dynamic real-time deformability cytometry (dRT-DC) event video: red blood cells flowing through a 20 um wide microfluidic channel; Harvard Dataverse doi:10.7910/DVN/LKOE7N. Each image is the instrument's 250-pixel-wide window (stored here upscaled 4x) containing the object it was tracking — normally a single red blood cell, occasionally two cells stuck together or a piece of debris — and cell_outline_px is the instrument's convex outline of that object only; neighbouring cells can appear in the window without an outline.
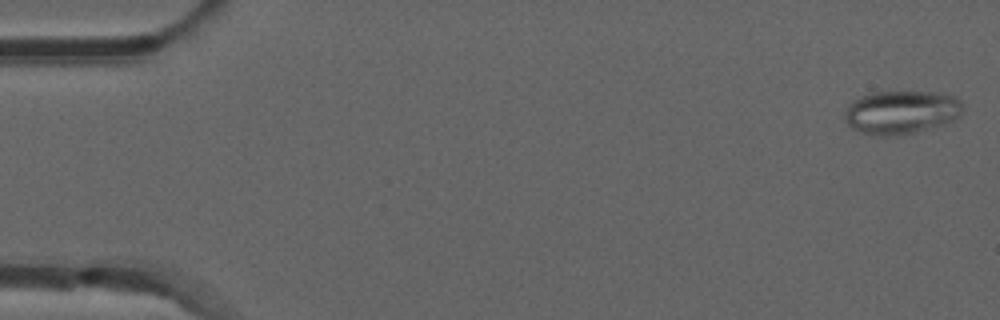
{"species": "common noctule bat (a hibernating species)", "species_latin": "Nyctalus noctula", "temperature_condition": "room temperature", "stored_images_in_passage": 52, "camera_frame_rate_fps": 3000, "um_per_image_px": 0.085, "animal": {"sex": "male", "forearm_length_mm": 52.5}, "frame": {"image": 1, "passage_image": 1, "time_ms": 0.0, "image_size_px": [1000, 320], "cell_outline_px": [[964, 112], [960, 116], [952, 120], [916, 132], [896, 136], [872, 136], [860, 132], [852, 128], [848, 124], [844, 116], [844, 112], [848, 104], [852, 100], [872, 92], [944, 92], [956, 96], [960, 100], [964, 108]], "centroid_in_image_um": [76.61, 9.53], "position_along_channel_um": 8.4, "area_um2": 30.29}}
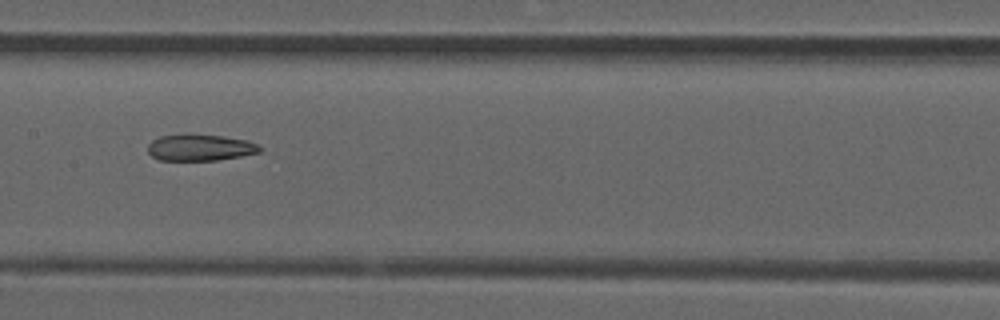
{"frame": {"image": 2, "passage_image": 26, "time_ms": 8.333, "image_size_px": [1000, 320], "cell_outline_px": [[260, 152], [240, 156], [216, 160], [160, 160], [152, 156], [148, 152], [148, 144], [152, 140], [160, 136], [224, 136], [248, 140], [256, 144], [260, 148]], "centroid_in_image_um": [17.01, 12.57], "position_along_channel_um": 190.4, "area_um2": 16.65}}
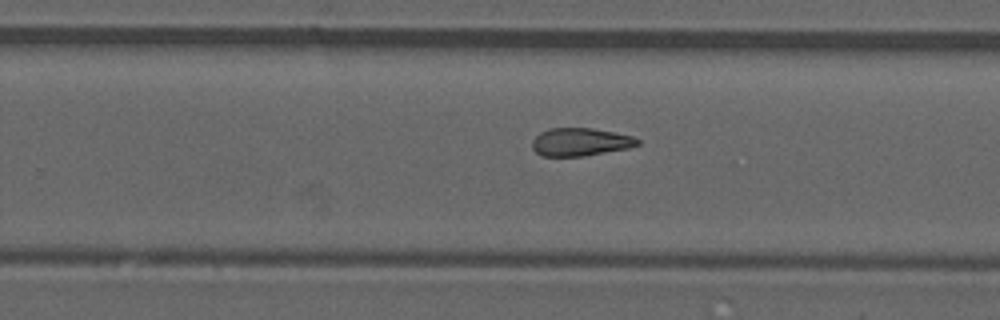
{"frame": {"image": 3, "passage_image": 33, "time_ms": 10.667, "image_size_px": [1000, 320], "cell_outline_px": [[640, 144], [628, 148], [584, 156], [544, 156], [536, 152], [532, 148], [532, 140], [540, 132], [548, 128], [592, 128], [632, 136], [640, 140]], "centroid_in_image_um": [49.31, 12.06], "position_along_channel_um": 280.5, "area_um2": 17.11}, "authors_computed_cell_mechanics": {"area_um2": 18.4382, "velocity_mm_per_s": 3.8838, "shape_relaxation_time_tau1_ms": null, "shape_relaxation_time_tau2_ms": 6.3064, "deformation_change_tau1": null, "deformation_change_tau2": 0.1614}}